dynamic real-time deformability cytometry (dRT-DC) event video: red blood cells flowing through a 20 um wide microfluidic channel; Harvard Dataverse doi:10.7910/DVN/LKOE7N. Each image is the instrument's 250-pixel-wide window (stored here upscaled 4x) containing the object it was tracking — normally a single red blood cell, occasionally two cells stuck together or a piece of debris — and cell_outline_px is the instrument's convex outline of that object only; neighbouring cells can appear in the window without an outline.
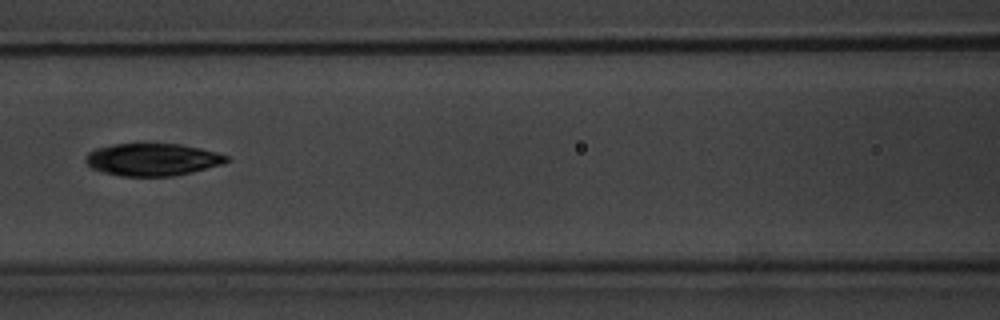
{"species": "common noctule bat (a hibernating species)", "species_latin": "Nyctalus noctula", "temperature_condition": "warm", "stored_images_in_passage": 10, "camera_frame_rate_fps": 3000, "um_per_image_px": 0.085, "animal": {"sex": "male", "body_mass_g": 20.1, "forearm_length_mm": 53.5}, "frame": {"image": 1, "passage_image": 4, "time_ms": 3.667, "image_size_px": [1000, 320], "cell_outline_px": [[228, 160], [224, 164], [192, 172], [172, 176], [120, 176], [104, 172], [92, 168], [84, 160], [88, 152], [96, 148], [112, 144], [180, 144], [200, 148], [216, 152], [228, 156]], "centroid_in_image_um": [12.96, 13.56], "position_along_channel_um": 153.6, "area_um2": 26.53}}
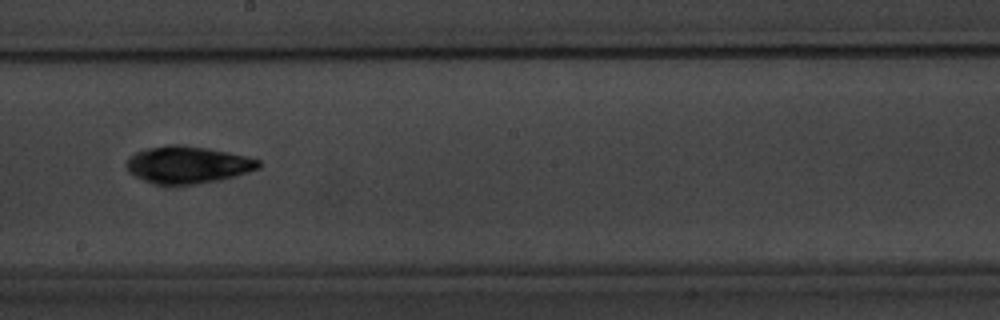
{"frame": {"image": 2, "passage_image": 6, "time_ms": 6.0, "image_size_px": [1000, 320], "cell_outline_px": [[260, 168], [232, 176], [216, 180], [196, 184], [156, 184], [144, 180], [128, 172], [124, 164], [128, 156], [144, 148], [168, 144], [180, 144], [208, 148], [248, 156], [260, 160]], "centroid_in_image_um": [15.9, 13.98], "position_along_channel_um": 232.3, "area_um2": 28.67}}
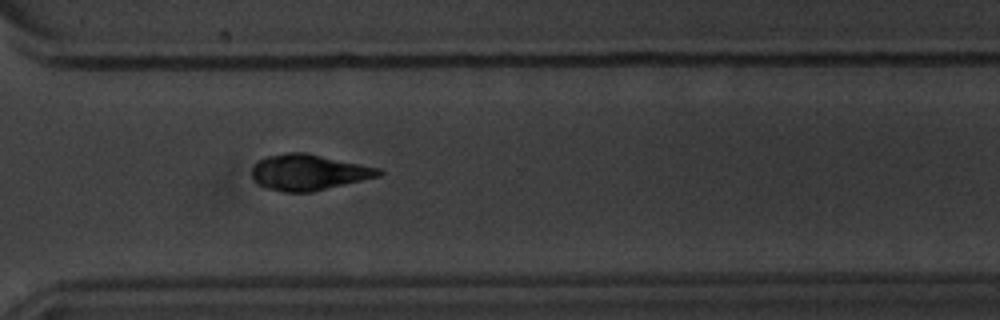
{"frame": {"image": 3, "passage_image": 9, "time_ms": 9.333, "image_size_px": [1000, 320], "cell_outline_px": [[384, 172], [380, 176], [312, 192], [284, 192], [268, 188], [256, 184], [252, 176], [252, 168], [260, 160], [268, 156], [288, 152], [304, 152], [380, 168]], "centroid_in_image_um": [26.24, 14.65], "position_along_channel_um": 344.4, "area_um2": 26.36}}